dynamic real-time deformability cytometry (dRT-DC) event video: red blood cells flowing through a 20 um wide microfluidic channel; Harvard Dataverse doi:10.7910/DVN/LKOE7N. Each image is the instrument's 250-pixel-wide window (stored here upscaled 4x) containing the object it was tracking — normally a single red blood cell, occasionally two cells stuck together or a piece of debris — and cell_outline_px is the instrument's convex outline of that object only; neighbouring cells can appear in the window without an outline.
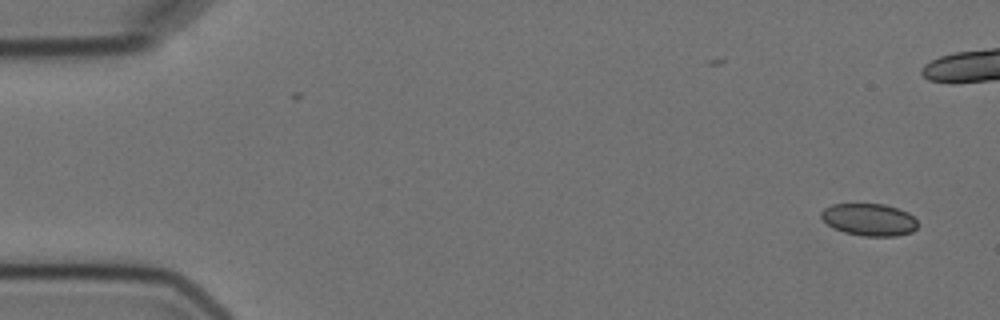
{"species": "Egyptian fruit bat (a non-hibernating species)", "species_latin": "Rousettus aegyptiacus", "temperature_condition": "cold", "stored_images_in_passage": 5, "segment_of_instrument_passage": [2, 2], "camera_frame_rate_fps": 3000, "um_per_image_px": 0.085, "animal": {"sex": "female"}, "frame": {"image": 1, "passage_image": 5, "time_ms": 5.667, "image_size_px": [1000, 320], "cell_outline_px": [[916, 228], [912, 232], [896, 236], [864, 236], [844, 232], [828, 224], [820, 216], [820, 212], [824, 208], [832, 204], [884, 204], [908, 212], [916, 220]], "centroid_in_image_um": [73.87, 18.66], "position_along_channel_um": 11.1, "area_um2": 17.98}}